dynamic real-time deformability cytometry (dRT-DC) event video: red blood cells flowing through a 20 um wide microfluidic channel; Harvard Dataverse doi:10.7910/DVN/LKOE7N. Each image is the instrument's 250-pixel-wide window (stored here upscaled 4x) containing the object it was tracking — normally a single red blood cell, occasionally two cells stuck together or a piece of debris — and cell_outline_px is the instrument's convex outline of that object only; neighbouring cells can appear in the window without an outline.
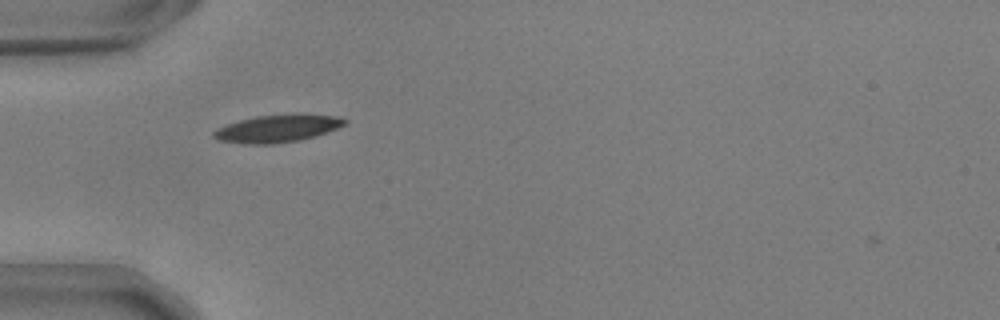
{"species": "common noctule bat (a hibernating species)", "species_latin": "Nyctalus noctula", "temperature_condition": "warm", "stored_images_in_passage": 42, "camera_frame_rate_fps": 3000, "um_per_image_px": 0.085, "animal": {"sex": "male", "body_mass_g": 17.9, "forearm_length_mm": 54.2}, "frame": {"image": 1, "passage_image": 4, "time_ms": 1.0, "image_size_px": [1000, 320], "cell_outline_px": [[348, 124], [316, 136], [300, 140], [272, 144], [244, 144], [216, 140], [212, 136], [212, 132], [216, 128], [240, 120], [256, 116], [300, 112], [336, 116], [348, 120]], "centroid_in_image_um": [23.61, 10.9], "position_along_channel_um": 61.4, "area_um2": 21.56}}
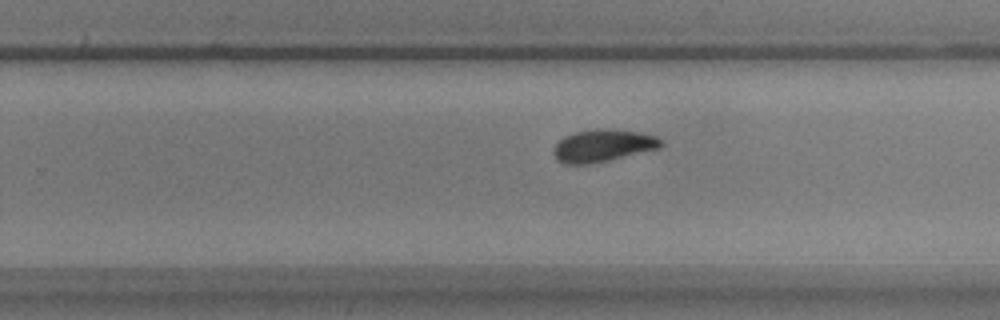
{"frame": {"image": 2, "passage_image": 22, "time_ms": 7.0, "image_size_px": [1000, 320], "cell_outline_px": [[664, 144], [660, 148], [588, 164], [564, 164], [552, 152], [552, 148], [564, 136], [576, 132], [596, 128], [636, 132], [656, 136], [664, 140]], "centroid_in_image_um": [51.25, 12.37], "position_along_channel_um": 278.6, "area_um2": 19.88}}
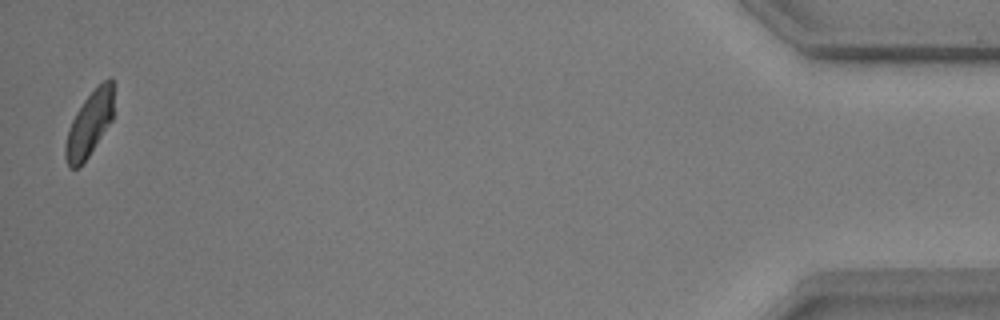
{"frame": {"image": 3, "passage_image": 41, "time_ms": 13.333, "image_size_px": [1000, 320], "cell_outline_px": [[112, 120], [80, 168], [68, 168], [64, 156], [64, 148], [68, 128], [76, 112], [84, 100], [108, 76], [112, 76]], "centroid_in_image_um": [7.56, 10.58], "position_along_channel_um": 427.6, "area_um2": 18.03}, "authors_computed_cell_mechanics": {"area_um2": 19.8543, "velocity_mm_per_s": 3.6743, "shape_relaxation_time_tau1_ms": 3.248, "shape_relaxation_time_tau2_ms": 6.3995, "deformation_change_tau1": 0.1127, "deformation_change_tau2": 0.1083}}